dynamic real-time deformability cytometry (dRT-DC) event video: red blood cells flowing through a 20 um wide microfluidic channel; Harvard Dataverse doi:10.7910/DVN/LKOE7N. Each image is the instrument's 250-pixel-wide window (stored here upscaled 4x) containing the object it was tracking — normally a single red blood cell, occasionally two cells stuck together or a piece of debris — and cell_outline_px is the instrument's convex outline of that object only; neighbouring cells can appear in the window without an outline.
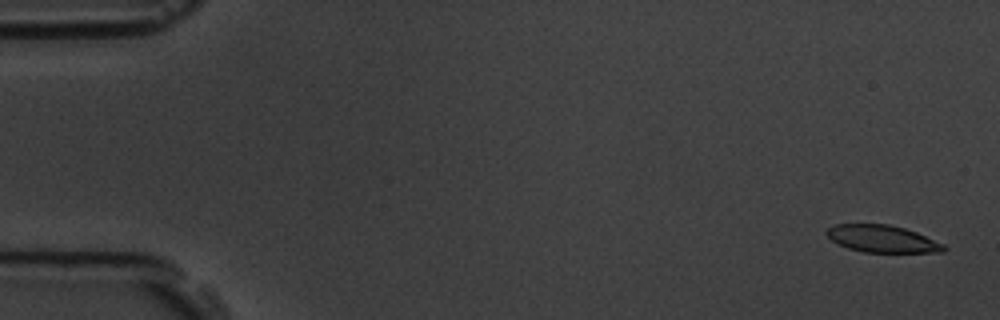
{"species": "common noctule bat (a hibernating species)", "species_latin": "Nyctalus noctula", "temperature_condition": "room temperature", "stored_images_in_passage": 6, "camera_frame_rate_fps": 3000, "um_per_image_px": 0.085, "animal": {"sex": "male", "body_mass_g": 19.5, "forearm_length_mm": 54.6}, "frame": {"image": 1, "passage_image": 1, "time_ms": 0.0, "image_size_px": [1000, 320], "cell_outline_px": [[948, 248], [944, 252], [864, 252], [848, 248], [832, 240], [824, 232], [828, 228], [836, 224], [888, 224], [904, 228], [916, 232], [944, 244]], "centroid_in_image_um": [75.01, 20.3], "position_along_channel_um": 10.0, "area_um2": 18.44}}
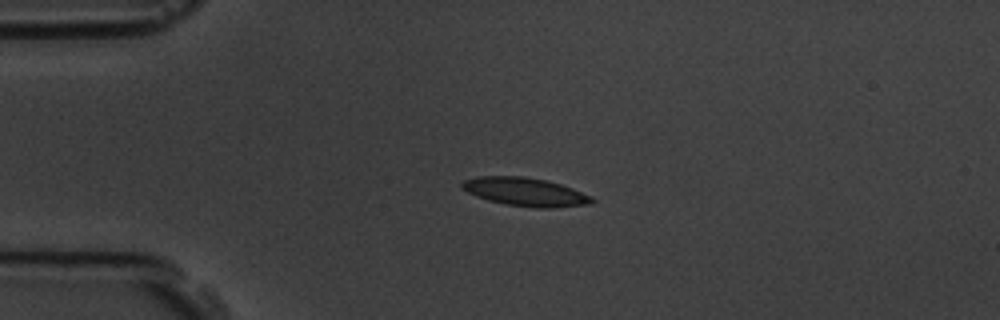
{"frame": {"image": 2, "passage_image": 4, "time_ms": 3.667, "image_size_px": [1000, 320], "cell_outline_px": [[596, 200], [592, 204], [552, 208], [536, 208], [508, 204], [488, 200], [476, 196], [460, 188], [460, 184], [464, 180], [476, 176], [524, 176], [544, 180], [560, 184], [572, 188], [592, 196]], "centroid_in_image_um": [44.65, 16.31], "position_along_channel_um": 40.3, "area_um2": 21.56}}
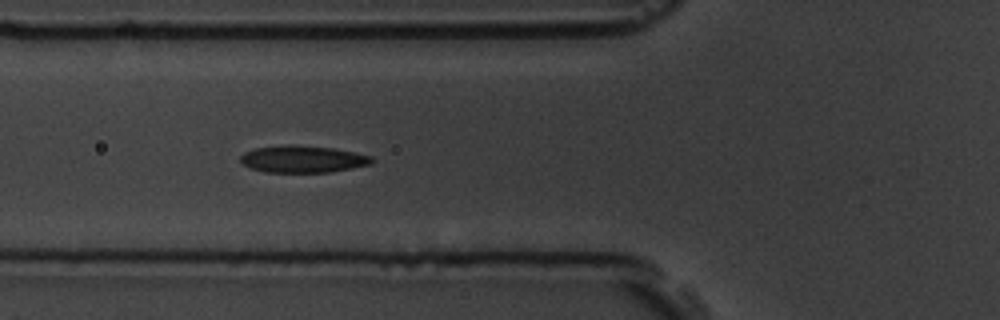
{"frame": {"image": 3, "passage_image": 6, "time_ms": 6.0, "image_size_px": [1000, 320], "cell_outline_px": [[376, 160], [372, 164], [328, 172], [264, 172], [248, 168], [240, 160], [240, 156], [244, 152], [256, 148], [288, 144], [292, 144], [332, 148], [356, 152], [372, 156]], "centroid_in_image_um": [25.74, 13.52], "position_along_channel_um": 100.1, "area_um2": 20.81}}